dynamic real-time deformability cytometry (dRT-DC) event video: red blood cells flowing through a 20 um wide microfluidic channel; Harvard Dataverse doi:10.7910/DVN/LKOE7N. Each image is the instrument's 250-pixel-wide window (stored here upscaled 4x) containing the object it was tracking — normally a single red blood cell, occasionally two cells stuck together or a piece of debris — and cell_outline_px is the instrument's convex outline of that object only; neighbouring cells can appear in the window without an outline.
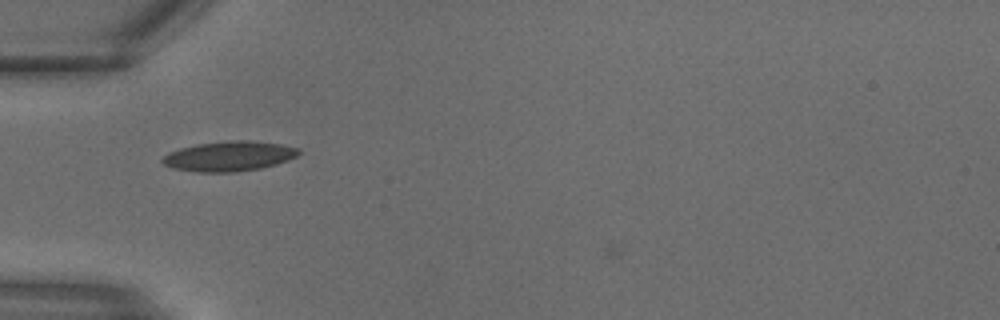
{"species": "common noctule bat (a hibernating species)", "species_latin": "Nyctalus noctula", "temperature_condition": "warm", "stored_images_in_passage": 28, "camera_frame_rate_fps": 3000, "um_per_image_px": 0.085, "animal": {"sex": "male", "body_mass_g": 18.8}, "frame": {"image": 1, "passage_image": 8, "time_ms": 2.333, "image_size_px": [1000, 320], "cell_outline_px": [[300, 152], [296, 156], [288, 160], [276, 164], [260, 168], [236, 172], [196, 172], [172, 168], [164, 164], [160, 160], [168, 152], [180, 148], [196, 144], [228, 140], [248, 140], [280, 144], [300, 148]], "centroid_in_image_um": [19.45, 13.27], "position_along_channel_um": 65.5, "area_um2": 23.87}}
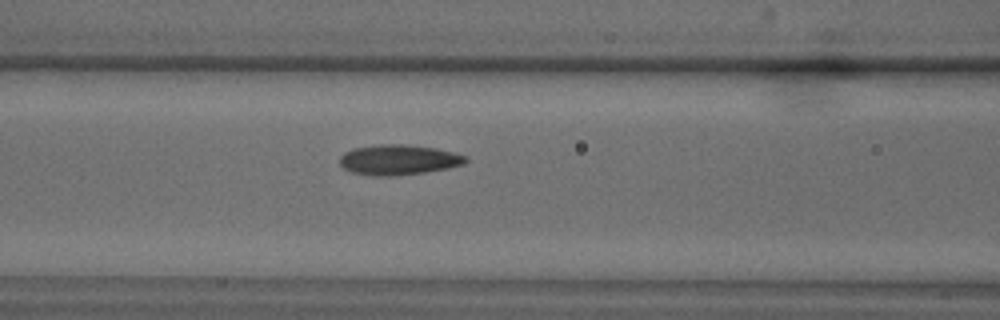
{"frame": {"image": 2, "passage_image": 11, "time_ms": 3.333, "image_size_px": [1000, 320], "cell_outline_px": [[468, 160], [464, 164], [448, 168], [424, 172], [392, 176], [372, 176], [352, 172], [344, 168], [340, 164], [340, 156], [344, 152], [352, 148], [380, 144], [400, 144], [436, 148], [468, 156]], "centroid_in_image_um": [33.87, 13.58], "position_along_channel_um": 132.7, "area_um2": 22.2}}
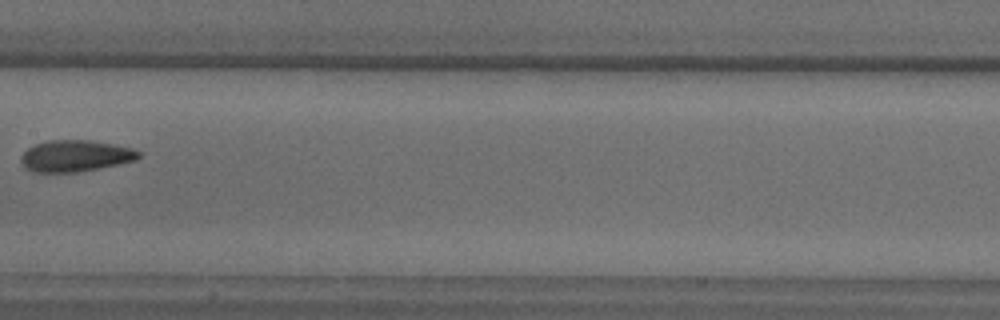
{"frame": {"image": 3, "passage_image": 14, "time_ms": 4.333, "image_size_px": [1000, 320], "cell_outline_px": [[140, 156], [136, 160], [76, 172], [36, 172], [24, 168], [20, 160], [20, 156], [28, 148], [36, 144], [48, 140], [88, 140], [112, 144], [132, 148], [140, 152]], "centroid_in_image_um": [6.36, 13.25], "position_along_channel_um": 201.0, "area_um2": 21.33}}